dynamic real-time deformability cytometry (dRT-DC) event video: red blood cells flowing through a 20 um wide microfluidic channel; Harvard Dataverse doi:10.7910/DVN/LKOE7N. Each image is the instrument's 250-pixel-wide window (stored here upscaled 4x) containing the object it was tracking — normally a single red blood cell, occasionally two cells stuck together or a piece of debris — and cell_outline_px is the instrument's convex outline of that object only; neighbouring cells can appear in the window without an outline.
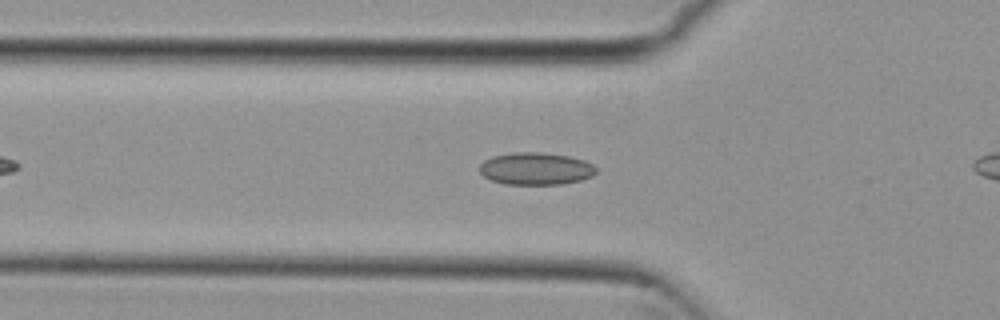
{"species": "common noctule bat (a hibernating species)", "species_latin": "Nyctalus noctula", "temperature_condition": "cold", "stored_images_in_passage": 36, "camera_frame_rate_fps": 3000, "um_per_image_px": 0.085, "animal": {"sex": "female", "body_mass_g": 29.2, "forearm_length_mm": 56.3}, "frame": {"image": 1, "passage_image": 10, "time_ms": 3.0, "image_size_px": [1000, 320], "cell_outline_px": [[596, 172], [592, 176], [580, 180], [560, 184], [504, 184], [492, 180], [484, 176], [480, 172], [480, 164], [484, 160], [492, 156], [512, 152], [540, 152], [568, 156], [584, 160], [592, 164], [596, 168]], "centroid_in_image_um": [45.53, 14.33], "position_along_channel_um": 80.3, "area_um2": 21.91}}
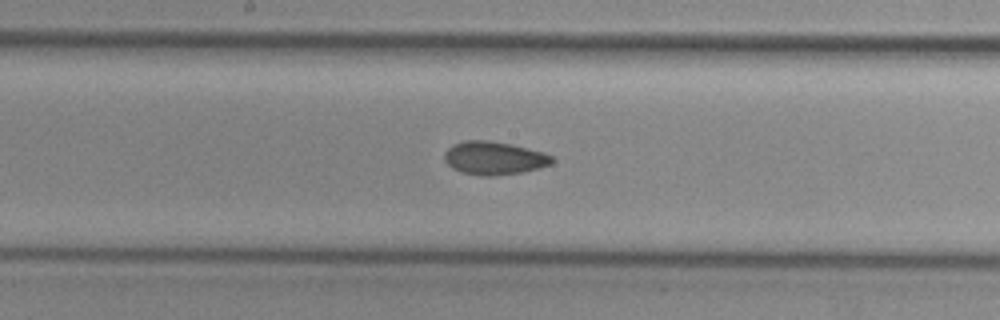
{"frame": {"image": 2, "passage_image": 20, "time_ms": 6.333, "image_size_px": [1000, 320], "cell_outline_px": [[556, 160], [552, 164], [520, 172], [492, 176], [480, 176], [460, 172], [452, 168], [444, 160], [444, 152], [452, 144], [464, 140], [488, 140], [512, 144], [544, 152], [552, 156]], "centroid_in_image_um": [41.98, 13.43], "position_along_channel_um": 206.2, "area_um2": 20.98}}
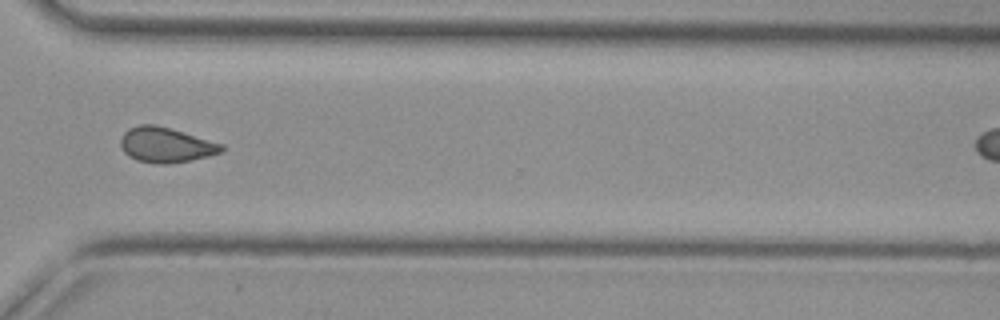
{"frame": {"image": 3, "passage_image": 32, "time_ms": 10.333, "image_size_px": [1000, 320], "cell_outline_px": [[224, 152], [208, 156], [168, 164], [160, 164], [136, 160], [128, 156], [124, 152], [120, 144], [120, 140], [124, 132], [128, 128], [140, 124], [156, 124], [224, 144]], "centroid_in_image_um": [14.09, 12.31], "position_along_channel_um": 356.5, "area_um2": 20.69}}